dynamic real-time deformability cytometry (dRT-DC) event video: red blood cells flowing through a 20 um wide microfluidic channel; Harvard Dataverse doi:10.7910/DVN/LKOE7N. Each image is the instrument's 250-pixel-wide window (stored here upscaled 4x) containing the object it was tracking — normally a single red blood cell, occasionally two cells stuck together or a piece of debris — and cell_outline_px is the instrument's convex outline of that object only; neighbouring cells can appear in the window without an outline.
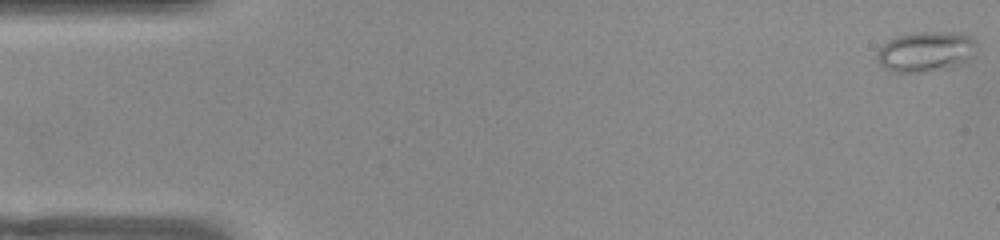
{"species": "common noctule bat (a hibernating species)", "species_latin": "Nyctalus noctula", "temperature_condition": "warm", "stored_images_in_passage": 53, "camera_frame_rate_fps": 3000, "um_per_image_px": 0.085, "animal": {"sex": "female", "body_mass_g": 22.0, "forearm_length_mm": 56.7}, "frame": {"image": 1, "passage_image": 1, "time_ms": 0.0, "image_size_px": [1000, 240], "cell_outline_px": [[976, 48], [960, 64], [948, 68], [924, 72], [888, 72], [880, 64], [876, 56], [876, 52], [888, 40], [896, 36], [916, 32], [944, 32], [972, 36], [976, 40]], "centroid_in_image_um": [78.62, 4.39], "position_along_channel_um": 6.4, "area_um2": 23.18}}
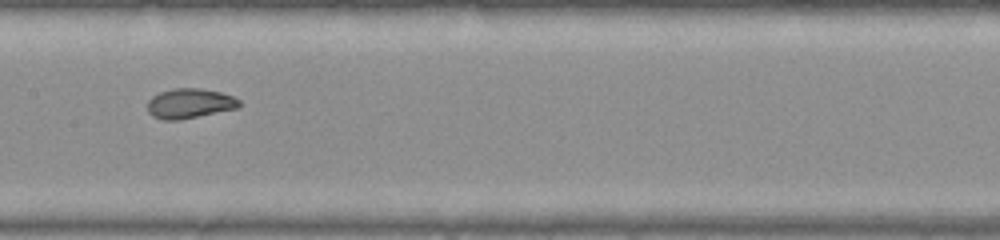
{"frame": {"image": 2, "passage_image": 26, "time_ms": 8.333, "image_size_px": [1000, 240], "cell_outline_px": [[240, 108], [180, 120], [164, 120], [152, 116], [148, 112], [148, 100], [152, 96], [160, 92], [172, 88], [200, 88], [220, 92], [232, 96], [240, 100]], "centroid_in_image_um": [16.13, 8.79], "position_along_channel_um": 191.3, "area_um2": 16.13}}
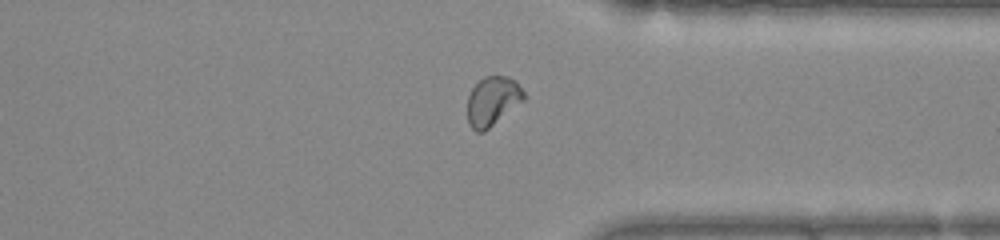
{"frame": {"image": 3, "passage_image": 40, "time_ms": 13.0, "image_size_px": [1000, 240], "cell_outline_px": [[528, 96], [524, 100], [484, 132], [476, 132], [468, 124], [468, 96], [472, 88], [484, 76], [508, 76], [516, 80]], "centroid_in_image_um": [41.89, 8.58], "position_along_channel_um": 369.5, "area_um2": 16.3}, "authors_computed_cell_mechanics": {"area_um2": 16.6464, "velocity_mm_per_s": 3.8779, "shape_relaxation_time_tau1_ms": 9.217, "shape_relaxation_time_tau2_ms": 0.8863, "deformation_change_tau1": 0.2661, "deformation_change_tau2": 0.0473}}